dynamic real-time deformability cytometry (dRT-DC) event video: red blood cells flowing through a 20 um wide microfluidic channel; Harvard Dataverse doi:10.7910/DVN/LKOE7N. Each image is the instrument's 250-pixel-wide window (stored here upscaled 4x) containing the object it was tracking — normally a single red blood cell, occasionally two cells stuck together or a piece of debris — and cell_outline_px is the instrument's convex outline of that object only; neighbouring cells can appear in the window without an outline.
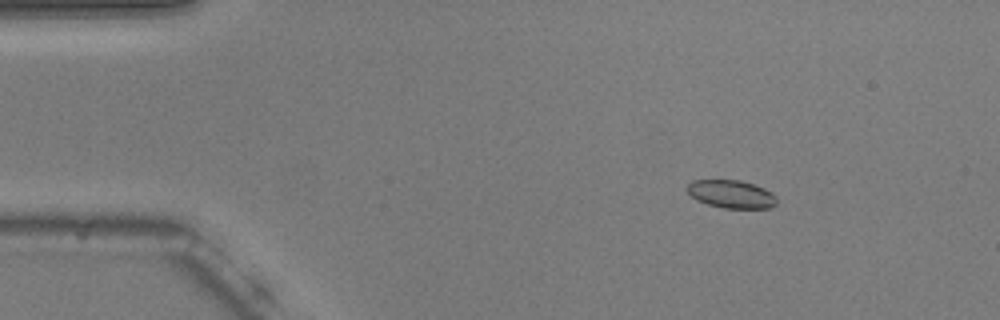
{"species": "common noctule bat (a hibernating species)", "species_latin": "Nyctalus noctula", "temperature_condition": "warm", "stored_images_in_passage": 56, "camera_frame_rate_fps": 3000, "um_per_image_px": 0.085, "animal": {"sex": "male", "body_mass_g": 20.5, "forearm_length_mm": 52.5}, "frame": {"image": 1, "passage_image": 9, "time_ms": 2.667, "image_size_px": [1000, 320], "cell_outline_px": [[776, 204], [772, 208], [724, 208], [708, 204], [696, 200], [688, 192], [688, 184], [692, 180], [740, 180], [764, 188], [772, 192], [776, 196]], "centroid_in_image_um": [62.18, 16.5], "position_along_channel_um": 22.8, "area_um2": 14.57}}
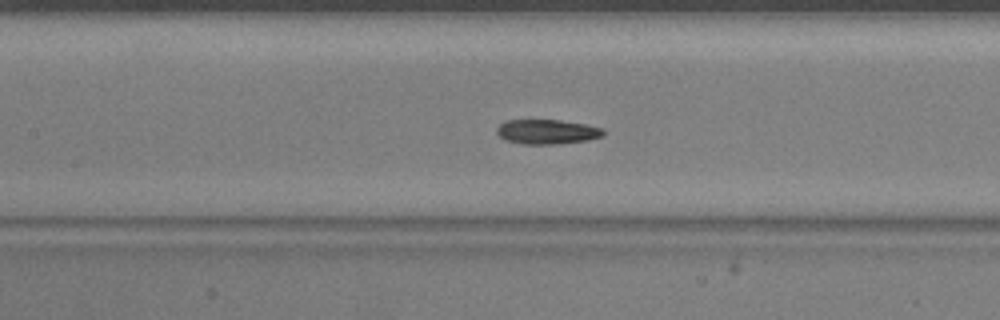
{"frame": {"image": 2, "passage_image": 26, "time_ms": 8.333, "image_size_px": [1000, 320], "cell_outline_px": [[604, 136], [588, 140], [556, 144], [524, 144], [504, 140], [496, 132], [496, 128], [500, 124], [508, 120], [560, 120], [584, 124], [604, 128]], "centroid_in_image_um": [46.51, 11.2], "position_along_channel_um": 160.9, "area_um2": 15.32}}
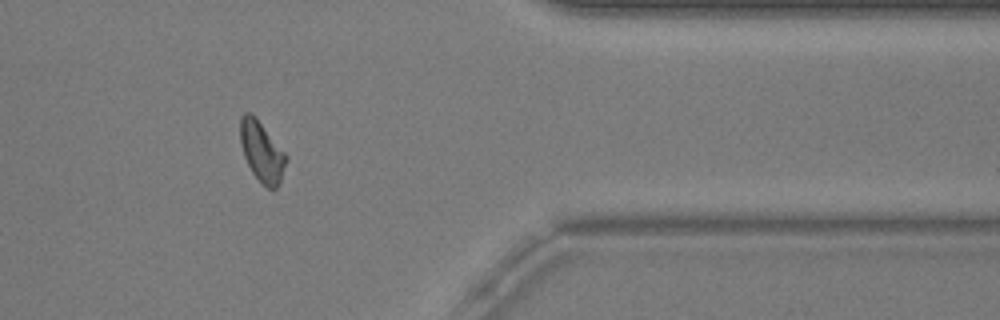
{"frame": {"image": 3, "passage_image": 46, "time_ms": 15.0, "image_size_px": [1000, 320], "cell_outline_px": [[288, 156], [280, 180], [276, 188], [272, 192], [260, 184], [252, 172], [244, 156], [240, 144], [240, 116], [244, 112], [252, 112], [256, 116]], "centroid_in_image_um": [22.24, 12.88], "position_along_channel_um": 389.2, "area_um2": 16.42}, "authors_computed_cell_mechanics": {"area_um2": 15.5482, "velocity_mm_per_s": 3.7385, "shape_relaxation_time_tau1_ms": 3.7748, "shape_relaxation_time_tau2_ms": 3.0997, "deformation_change_tau1": 0.1286, "deformation_change_tau2": 0.1024}}